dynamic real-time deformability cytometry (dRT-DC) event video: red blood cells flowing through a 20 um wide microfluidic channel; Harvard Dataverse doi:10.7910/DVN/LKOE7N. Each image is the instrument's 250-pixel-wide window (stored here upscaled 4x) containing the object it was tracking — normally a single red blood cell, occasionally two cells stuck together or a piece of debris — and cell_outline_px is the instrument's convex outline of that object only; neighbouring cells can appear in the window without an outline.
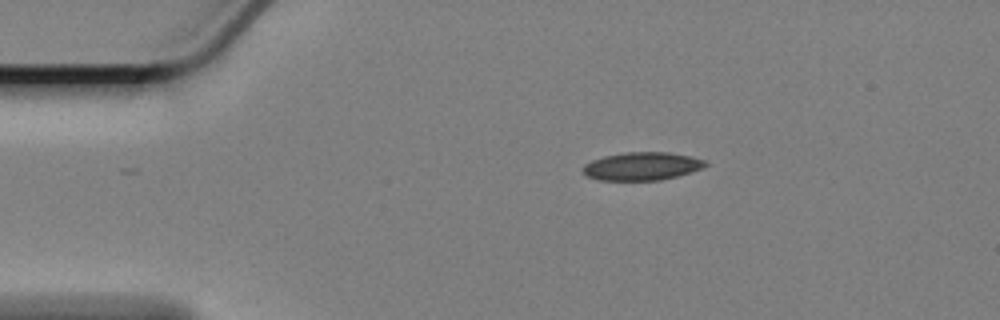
{"species": "Egyptian fruit bat (a non-hibernating species)", "species_latin": "Rousettus aegyptiacus", "temperature_condition": "cold", "stored_images_in_passage": 49, "camera_frame_rate_fps": 3000, "um_per_image_px": 0.085, "animal": {"sex": "female"}, "frame": {"image": 1, "passage_image": 1, "time_ms": 0.0, "image_size_px": [1000, 320], "cell_outline_px": [[708, 164], [704, 168], [692, 172], [660, 180], [600, 180], [588, 176], [580, 172], [580, 168], [584, 164], [592, 160], [604, 156], [624, 152], [668, 152], [708, 160]], "centroid_in_image_um": [54.56, 14.12], "position_along_channel_um": 30.4, "area_um2": 20.23}}
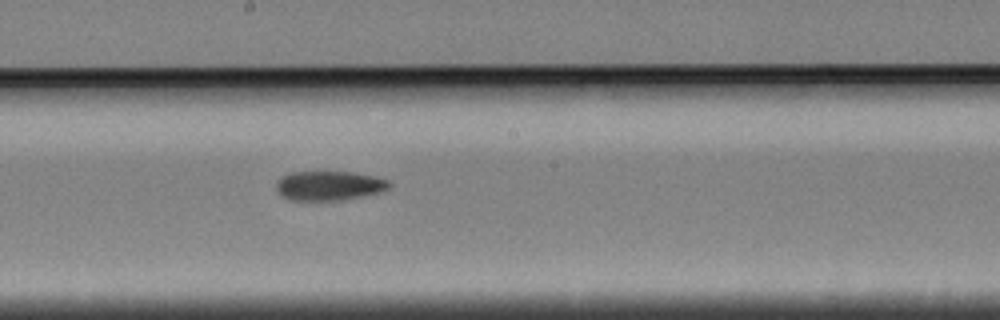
{"frame": {"image": 2, "passage_image": 22, "time_ms": 7.0, "image_size_px": [1000, 320], "cell_outline_px": [[392, 184], [388, 188], [380, 192], [340, 200], [292, 200], [284, 196], [276, 188], [276, 180], [280, 176], [292, 172], [352, 172], [376, 176], [388, 180]], "centroid_in_image_um": [27.98, 15.76], "position_along_channel_um": 220.2, "area_um2": 19.25}}
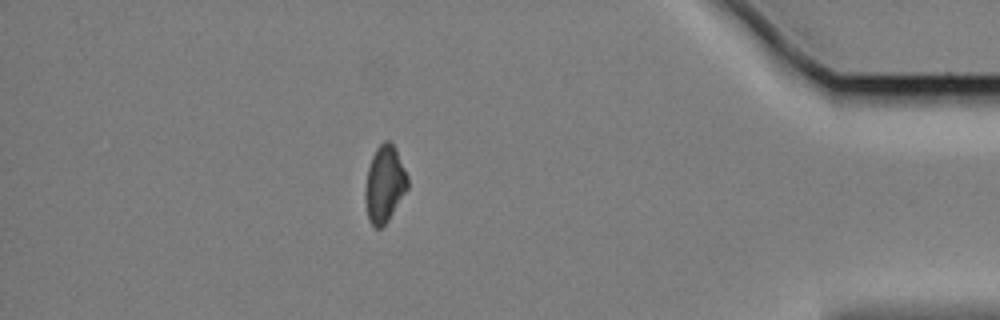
{"frame": {"image": 3, "passage_image": 42, "time_ms": 13.667, "image_size_px": [1000, 320], "cell_outline_px": [[408, 188], [388, 220], [380, 228], [376, 228], [368, 220], [364, 196], [364, 188], [368, 168], [372, 156], [376, 148], [384, 140], [392, 140], [396, 148], [408, 176]], "centroid_in_image_um": [32.68, 15.61], "position_along_channel_um": 402.5, "area_um2": 19.13}, "authors_computed_cell_mechanics": {"area_um2": 19.8832, "velocity_mm_per_s": 3.3612, "shape_relaxation_time_tau1_ms": 6.1743, "shape_relaxation_time_tau2_ms": 10.1623, "deformation_change_tau1": 0.1205, "deformation_change_tau2": 0.1553}}